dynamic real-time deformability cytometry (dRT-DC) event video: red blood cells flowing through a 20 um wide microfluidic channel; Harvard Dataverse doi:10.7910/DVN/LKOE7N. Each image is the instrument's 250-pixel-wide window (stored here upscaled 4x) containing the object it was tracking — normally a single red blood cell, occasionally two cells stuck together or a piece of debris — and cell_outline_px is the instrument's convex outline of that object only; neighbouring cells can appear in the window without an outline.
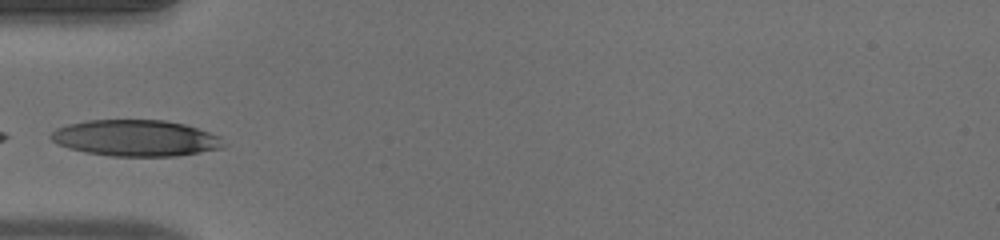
{"species": "human", "species_latin": "Homo sapiens", "temperature_condition": "warm", "stored_images_in_passage": 28, "camera_frame_rate_fps": 3000, "um_per_image_px": 0.085, "donor": {"sex": "male"}, "frame": {"image": 1, "passage_image": 1, "time_ms": 0.0, "image_size_px": [1000, 240], "cell_outline_px": [[224, 144], [220, 148], [200, 152], [176, 156], [112, 156], [84, 152], [68, 148], [52, 140], [48, 136], [56, 128], [68, 124], [88, 120], [164, 120], [184, 124], [220, 136]], "centroid_in_image_um": [11.5, 11.73], "position_along_channel_um": 73.5, "area_um2": 36.3}}